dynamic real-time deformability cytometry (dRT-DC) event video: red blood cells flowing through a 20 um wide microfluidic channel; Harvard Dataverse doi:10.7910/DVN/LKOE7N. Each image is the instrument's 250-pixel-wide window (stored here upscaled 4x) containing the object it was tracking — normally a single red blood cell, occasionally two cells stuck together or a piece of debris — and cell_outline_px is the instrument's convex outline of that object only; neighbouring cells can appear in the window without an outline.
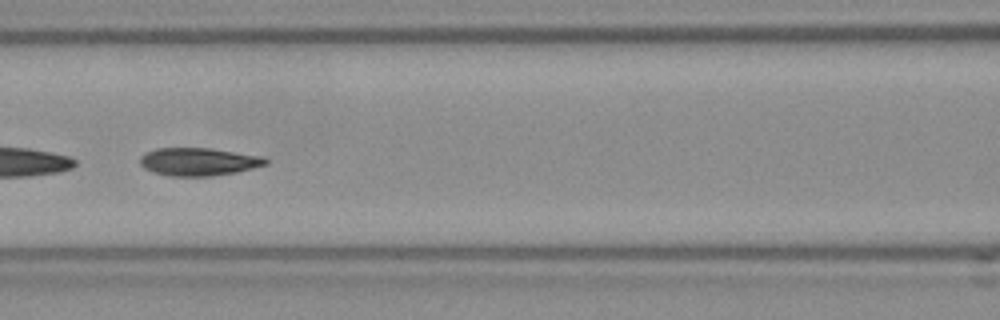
{"species": "Egyptian fruit bat (a non-hibernating species)", "species_latin": "Rousettus aegyptiacus", "temperature_condition": "room temperature", "stored_images_in_passage": 41, "camera_frame_rate_fps": 3000, "um_per_image_px": 0.085, "frame": {"image": 1, "passage_image": 12, "time_ms": 3.667, "image_size_px": [1000, 320], "cell_outline_px": [[268, 164], [236, 172], [212, 176], [168, 176], [152, 172], [144, 168], [140, 164], [140, 156], [156, 148], [212, 148], [264, 156], [268, 160]], "centroid_in_image_um": [16.89, 13.74], "position_along_channel_um": 149.7, "area_um2": 20.58}, "authors_computed_cell_mechanics": {"area_um2": 20.6924, "velocity_mm_per_s": 3.8304, "shape_relaxation_time_tau1_ms": 2.9974, "shape_relaxation_time_tau2_ms": 1.103, "deformation_change_tau1": 0.1466, "deformation_change_tau2": 0.0562}}